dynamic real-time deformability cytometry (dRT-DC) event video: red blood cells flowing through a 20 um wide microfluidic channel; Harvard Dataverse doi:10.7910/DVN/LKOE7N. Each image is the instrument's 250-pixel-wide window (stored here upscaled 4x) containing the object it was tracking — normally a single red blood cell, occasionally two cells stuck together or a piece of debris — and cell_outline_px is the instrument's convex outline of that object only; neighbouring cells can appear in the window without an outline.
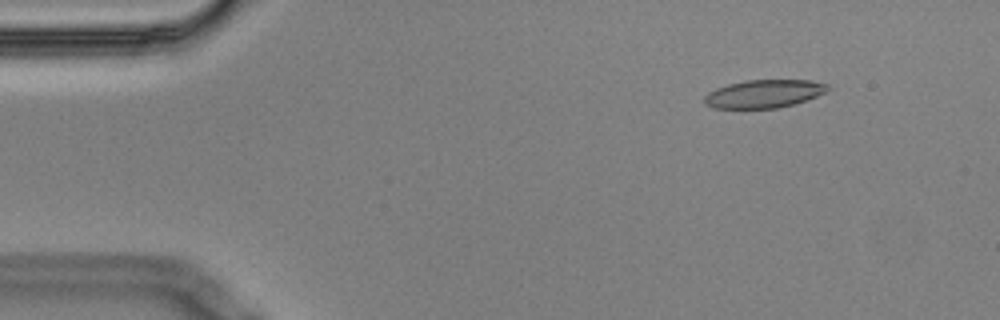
{"species": "Egyptian fruit bat (a non-hibernating species)", "species_latin": "Rousettus aegyptiacus", "temperature_condition": "cold", "stored_images_in_passage": 11, "camera_frame_rate_fps": 3000, "um_per_image_px": 0.085, "animal": {"sex": "male"}, "frame": {"image": 1, "passage_image": 2, "time_ms": 0.333, "image_size_px": [1000, 320], "cell_outline_px": [[828, 88], [824, 92], [816, 96], [796, 104], [776, 108], [712, 108], [704, 104], [704, 96], [708, 92], [716, 88], [728, 84], [744, 80], [812, 80], [828, 84]], "centroid_in_image_um": [64.9, 7.97], "position_along_channel_um": 20.1, "area_um2": 20.23}}
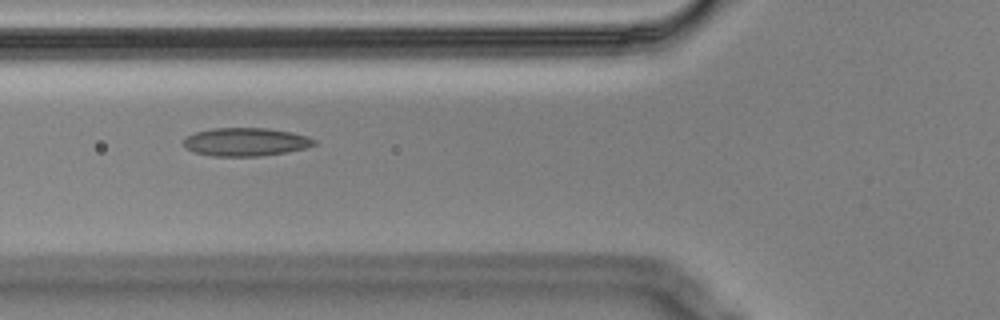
{"frame": {"image": 2, "passage_image": 6, "time_ms": 1.667, "image_size_px": [1000, 320], "cell_outline_px": [[316, 144], [304, 148], [284, 152], [260, 156], [212, 156], [196, 152], [184, 148], [184, 140], [188, 136], [196, 132], [212, 128], [268, 128], [292, 132], [308, 136], [316, 140]], "centroid_in_image_um": [20.89, 12.05], "position_along_channel_um": 104.9, "area_um2": 21.39}}
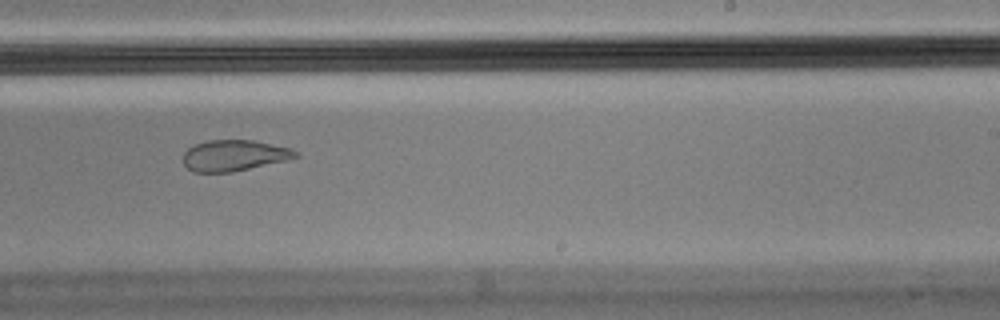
{"frame": {"image": 3, "passage_image": 10, "time_ms": 3.0, "image_size_px": [1000, 320], "cell_outline_px": [[300, 156], [288, 160], [232, 172], [192, 172], [184, 164], [184, 152], [188, 148], [196, 144], [208, 140], [252, 140], [292, 148], [300, 152]], "centroid_in_image_um": [19.95, 13.21], "position_along_channel_um": 269.1, "area_um2": 20.4}}